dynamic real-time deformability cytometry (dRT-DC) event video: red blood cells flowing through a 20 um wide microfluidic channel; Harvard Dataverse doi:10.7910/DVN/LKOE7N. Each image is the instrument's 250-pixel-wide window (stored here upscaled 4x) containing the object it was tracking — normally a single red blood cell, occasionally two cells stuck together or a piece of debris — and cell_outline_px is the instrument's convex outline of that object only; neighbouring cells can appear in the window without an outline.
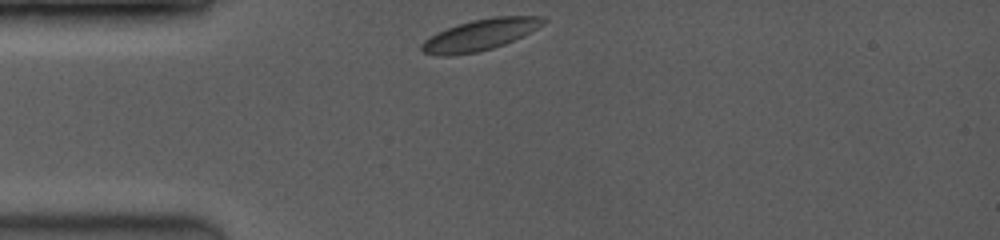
{"species": "common noctule bat (a hibernating species)", "species_latin": "Nyctalus noctula", "temperature_condition": "room temperature", "stored_images_in_passage": 16, "camera_frame_rate_fps": 3500, "um_per_image_px": 0.085, "animal": {"sex": "female", "body_mass_g": 19.0, "forearm_length_mm": 53.3}, "frame": {"image": 1, "passage_image": 1, "time_ms": 0.0, "image_size_px": [1000, 240], "cell_outline_px": [[548, 20], [544, 24], [504, 44], [492, 48], [476, 52], [448, 56], [436, 56], [424, 52], [420, 48], [420, 44], [424, 40], [456, 24], [472, 20], [492, 16], [544, 16]], "centroid_in_image_um": [40.8, 2.95], "position_along_channel_um": 44.2, "area_um2": 21.85}}
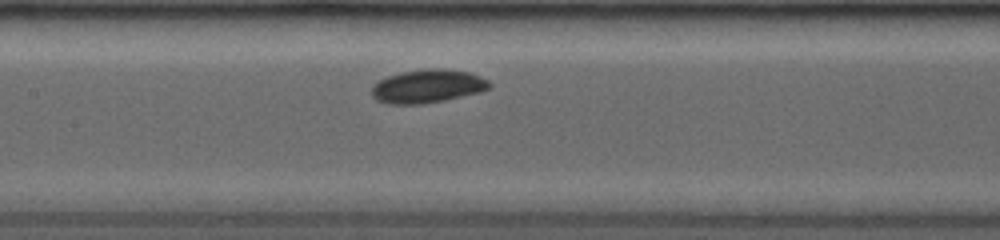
{"frame": {"image": 2, "passage_image": 10, "time_ms": 3.714, "image_size_px": [1000, 240], "cell_outline_px": [[492, 88], [480, 92], [444, 100], [420, 104], [388, 104], [376, 100], [372, 96], [372, 84], [388, 76], [404, 72], [428, 68], [444, 68], [468, 72], [480, 76], [488, 80], [492, 84]], "centroid_in_image_um": [36.36, 7.33], "position_along_channel_um": 171.0, "area_um2": 22.95}}
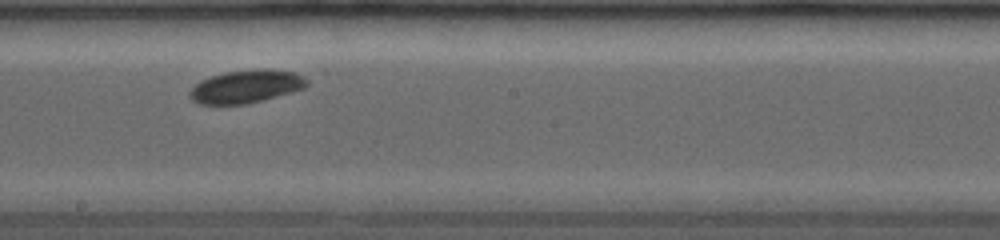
{"frame": {"image": 3, "passage_image": 14, "time_ms": 5.143, "image_size_px": [1000, 240], "cell_outline_px": [[308, 84], [304, 88], [292, 92], [248, 104], [196, 104], [188, 96], [188, 92], [200, 80], [224, 72], [260, 68], [272, 68], [296, 72], [304, 76], [308, 80]], "centroid_in_image_um": [20.94, 7.34], "position_along_channel_um": 227.3, "area_um2": 22.89}}